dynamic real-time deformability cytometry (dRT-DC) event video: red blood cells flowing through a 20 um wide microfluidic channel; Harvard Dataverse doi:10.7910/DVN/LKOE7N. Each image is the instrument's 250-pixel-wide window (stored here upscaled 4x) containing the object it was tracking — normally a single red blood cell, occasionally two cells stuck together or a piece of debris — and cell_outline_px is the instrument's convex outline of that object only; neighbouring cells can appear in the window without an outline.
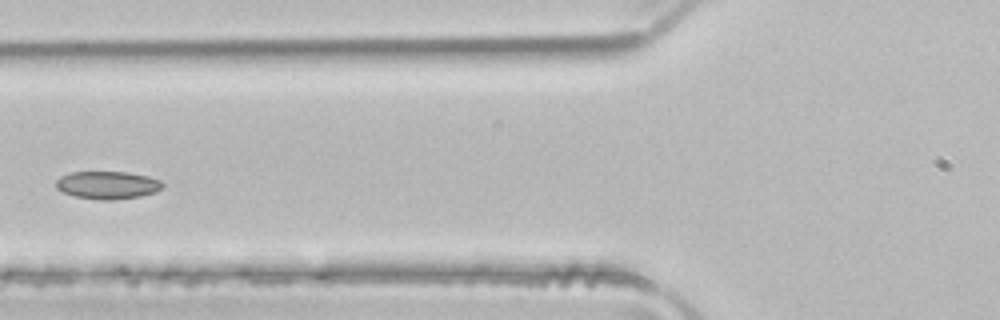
{"species": "common noctule bat (a hibernating species)", "species_latin": "Nyctalus noctula", "temperature_condition": "room temperature", "stored_images_in_passage": 4, "camera_frame_rate_fps": 3000, "um_per_image_px": 0.085, "animal": {"sex": "male", "body_mass_g": 21.5, "forearm_length_mm": 52.0}, "frame": {"image": 1, "passage_image": 4, "time_ms": 1.0, "image_size_px": [1000, 320], "cell_outline_px": [[164, 184], [156, 192], [140, 196], [112, 200], [100, 200], [76, 196], [64, 192], [56, 188], [56, 180], [60, 176], [72, 172], [124, 172], [148, 176], [160, 180]], "centroid_in_image_um": [9.14, 15.73], "position_along_channel_um": 116.7, "area_um2": 17.11}}